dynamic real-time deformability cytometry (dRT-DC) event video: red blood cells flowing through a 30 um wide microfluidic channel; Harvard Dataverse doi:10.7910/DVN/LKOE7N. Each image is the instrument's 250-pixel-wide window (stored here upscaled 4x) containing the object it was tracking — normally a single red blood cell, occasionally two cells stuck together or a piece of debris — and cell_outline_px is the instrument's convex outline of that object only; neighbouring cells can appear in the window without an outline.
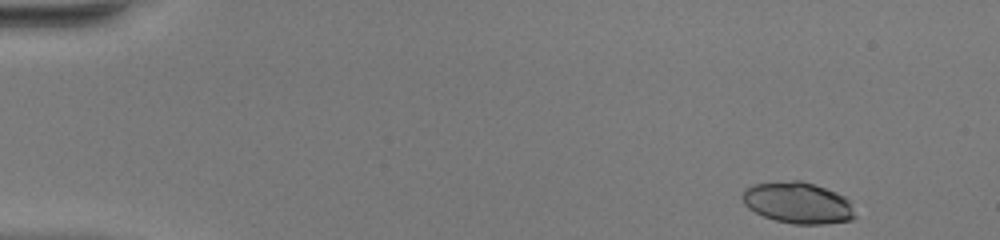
{"species": "common noctule bat (a hibernating species)", "species_latin": "Nyctalus noctula", "temperature_condition": "warm", "stored_images_in_passage": 47, "camera_frame_rate_fps": 3000, "um_per_image_px": 0.085, "animal": {"sex": "female", "body_mass_g": 20.0, "forearm_length_mm": 54.0}, "frame": {"image": 1, "passage_image": 1, "time_ms": 0.0, "image_size_px": [1000, 240], "cell_outline_px": [[856, 216], [852, 220], [824, 224], [792, 224], [776, 220], [764, 216], [748, 208], [744, 204], [744, 188], [752, 184], [792, 180], [800, 180], [836, 192], [844, 196], [848, 200]], "centroid_in_image_um": [67.82, 17.24], "position_along_channel_um": 17.2, "area_um2": 26.93}}